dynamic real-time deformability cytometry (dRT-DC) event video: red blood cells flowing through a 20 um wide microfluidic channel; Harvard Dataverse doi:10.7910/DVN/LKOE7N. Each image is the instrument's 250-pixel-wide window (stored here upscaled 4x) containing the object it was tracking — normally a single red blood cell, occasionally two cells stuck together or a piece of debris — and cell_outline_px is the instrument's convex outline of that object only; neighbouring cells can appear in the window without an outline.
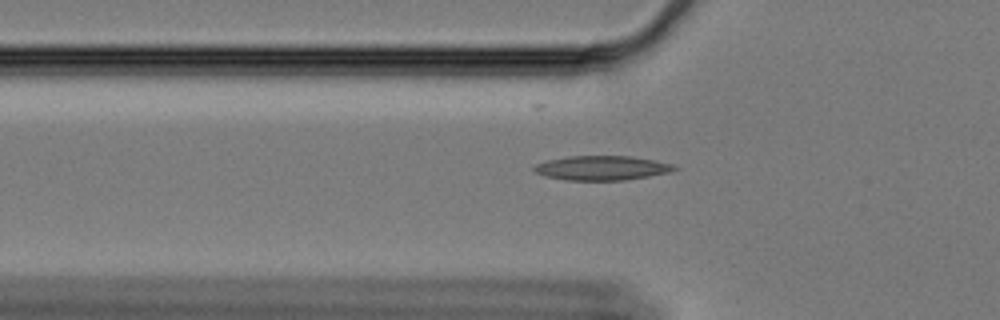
{"species": "Egyptian fruit bat (a non-hibernating species)", "species_latin": "Rousettus aegyptiacus", "temperature_condition": "cold", "stored_images_in_passage": 46, "camera_frame_rate_fps": 3000, "um_per_image_px": 0.085, "animal": {"sex": "female"}, "frame": {"image": 1, "passage_image": 6, "time_ms": 1.667, "image_size_px": [1000, 320], "cell_outline_px": [[680, 168], [672, 172], [624, 180], [564, 180], [544, 176], [536, 172], [532, 168], [536, 164], [548, 160], [568, 156], [632, 156], [656, 160], [676, 164]], "centroid_in_image_um": [51.22, 14.27], "position_along_channel_um": 74.6, "area_um2": 20.17}}
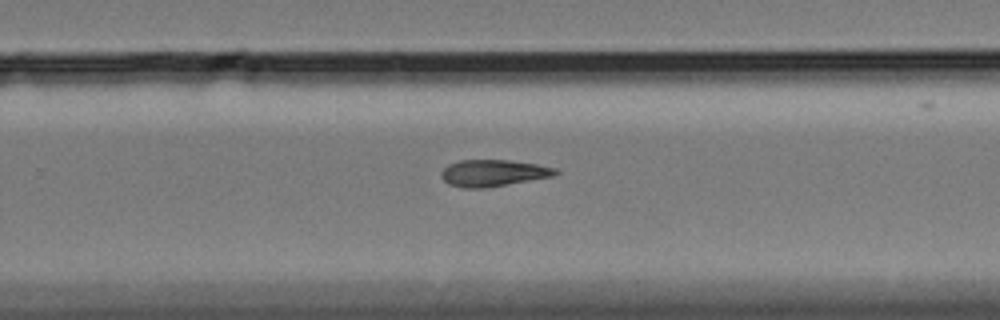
{"frame": {"image": 2, "passage_image": 25, "time_ms": 8.0, "image_size_px": [1000, 320], "cell_outline_px": [[560, 172], [552, 176], [484, 188], [464, 188], [448, 184], [440, 176], [440, 172], [448, 164], [460, 160], [508, 160], [536, 164], [556, 168]], "centroid_in_image_um": [41.88, 14.7], "position_along_channel_um": 287.9, "area_um2": 17.63}}
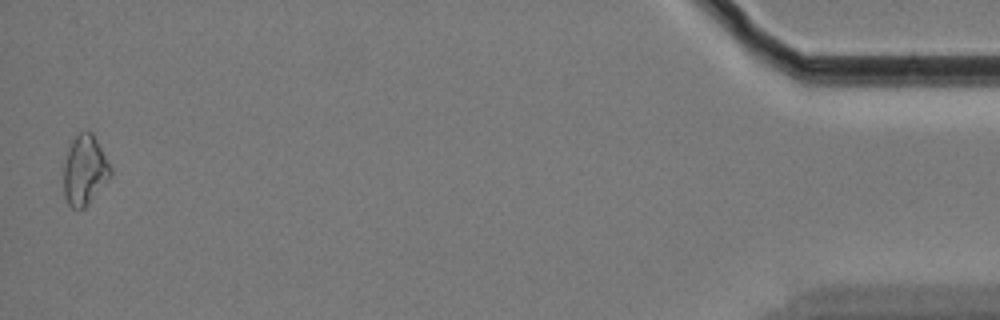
{"frame": {"image": 3, "passage_image": 45, "time_ms": 14.667, "image_size_px": [1000, 320], "cell_outline_px": [[112, 176], [88, 204], [84, 208], [72, 208], [68, 204], [64, 196], [64, 164], [68, 148], [72, 140], [80, 132], [92, 132], [112, 168]], "centroid_in_image_um": [7.21, 14.48], "position_along_channel_um": 428.0, "area_um2": 19.02}}